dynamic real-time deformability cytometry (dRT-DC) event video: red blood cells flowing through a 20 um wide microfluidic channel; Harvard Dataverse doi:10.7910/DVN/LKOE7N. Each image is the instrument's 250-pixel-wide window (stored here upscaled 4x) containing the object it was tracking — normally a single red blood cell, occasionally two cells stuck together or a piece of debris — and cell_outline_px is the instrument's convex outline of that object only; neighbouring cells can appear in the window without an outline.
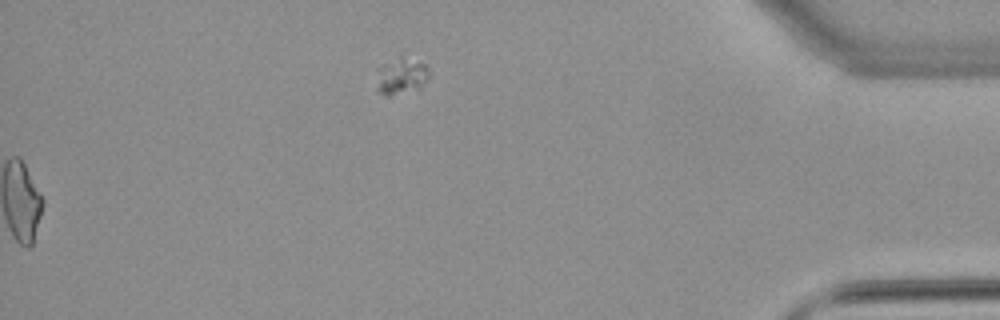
{"species": "common noctule bat (a hibernating species)", "species_latin": "Nyctalus noctula", "temperature_condition": "warm", "stored_images_in_passage": 53, "segment_of_instrument_passage": [2, 2], "camera_frame_rate_fps": 3000, "um_per_image_px": 0.085, "animal": {"sex": "female", "body_mass_g": 22.7, "forearm_length_mm": 54.2}, "frame": {"image": 1, "passage_image": 53, "time_ms": 17.333, "image_size_px": [1000, 320], "cell_outline_px": [[428, 80], [420, 92], [388, 96], [384, 96], [376, 88], [380, 68], [400, 52], [424, 64], [428, 68]], "centroid_in_image_um": [34.17, 6.48], "position_along_channel_um": 401.0, "area_um2": 11.91}}